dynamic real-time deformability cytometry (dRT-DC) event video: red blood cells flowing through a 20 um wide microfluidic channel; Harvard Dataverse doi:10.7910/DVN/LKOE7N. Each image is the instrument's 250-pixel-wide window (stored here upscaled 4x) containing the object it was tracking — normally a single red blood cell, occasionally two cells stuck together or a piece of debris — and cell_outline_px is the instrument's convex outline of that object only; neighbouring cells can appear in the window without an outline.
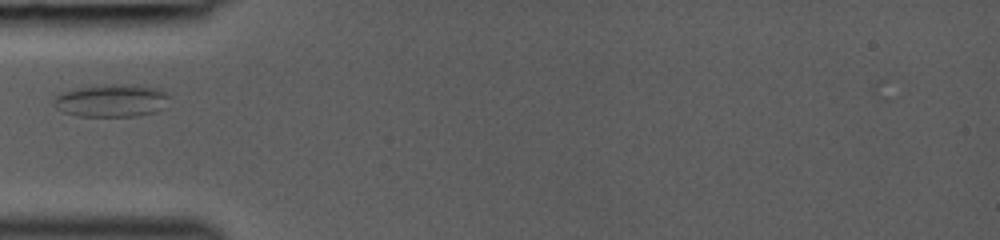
{"species": "common noctule bat (a hibernating species)", "species_latin": "Nyctalus noctula", "temperature_condition": "room temperature", "stored_images_in_passage": 33, "camera_frame_rate_fps": 3000, "um_per_image_px": 0.085, "animal": {"sex": "female", "body_mass_g": 19.0, "forearm_length_mm": 53.3}, "frame": {"image": 1, "passage_image": 2, "time_ms": 0.333, "image_size_px": [1000, 240], "cell_outline_px": [[168, 96], [164, 108], [156, 112], [136, 116], [76, 116], [60, 112], [52, 104], [52, 100], [60, 92], [76, 88], [116, 84], [152, 88], [164, 92]], "centroid_in_image_um": [9.37, 8.58], "position_along_channel_um": 75.6, "area_um2": 21.79}}
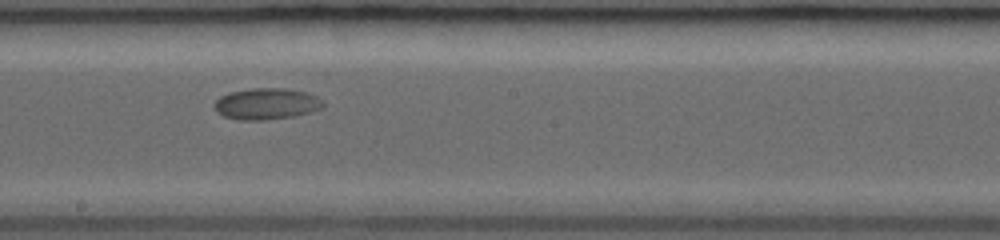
{"frame": {"image": 2, "passage_image": 13, "time_ms": 4.0, "image_size_px": [1000, 240], "cell_outline_px": [[324, 104], [320, 108], [296, 116], [264, 120], [240, 120], [224, 116], [216, 112], [212, 108], [212, 104], [220, 96], [228, 92], [252, 88], [284, 88], [304, 92], [316, 96], [324, 100]], "centroid_in_image_um": [22.59, 8.82], "position_along_channel_um": 225.6, "area_um2": 20.0}}
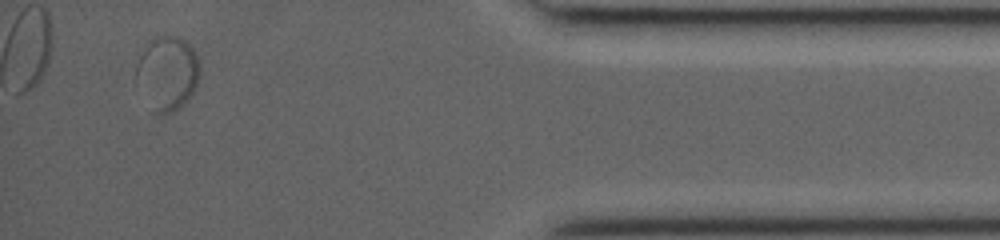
{"frame": {"image": 3, "passage_image": 30, "time_ms": 9.667, "image_size_px": [1000, 240], "cell_outline_px": [[200, 76], [192, 92], [184, 104], [168, 112], [156, 112], [136, 76], [136, 64], [148, 40], [152, 36], [180, 36], [192, 48], [200, 60]], "centroid_in_image_um": [14.27, 6.11], "position_along_channel_um": 420.9, "area_um2": 26.65}}